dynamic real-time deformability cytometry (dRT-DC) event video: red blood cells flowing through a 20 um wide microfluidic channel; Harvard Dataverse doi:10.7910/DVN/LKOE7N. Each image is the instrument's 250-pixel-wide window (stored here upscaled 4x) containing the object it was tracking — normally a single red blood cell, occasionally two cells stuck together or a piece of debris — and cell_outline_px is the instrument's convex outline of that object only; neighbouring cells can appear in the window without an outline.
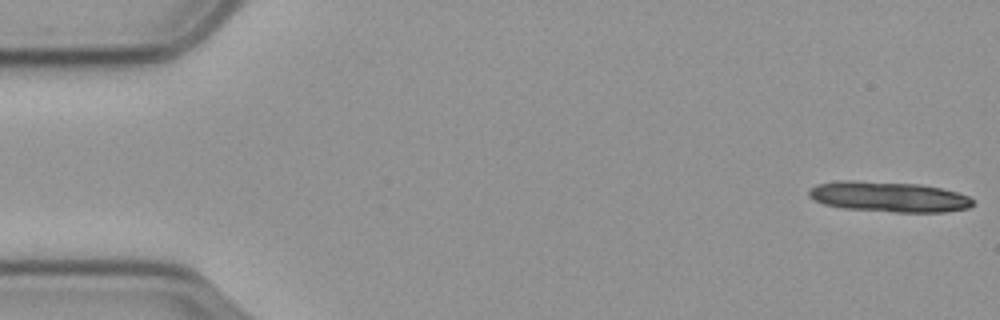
{"species": "common noctule bat (a hibernating species)", "species_latin": "Nyctalus noctula", "temperature_condition": "cold", "stored_images_in_passage": 14, "camera_frame_rate_fps": 3000, "um_per_image_px": 0.085, "animal": {"sex": "male", "body_mass_g": 23.1, "forearm_length_mm": 52.7}, "frame": {"image": 1, "passage_image": 1, "time_ms": 0.0, "image_size_px": [1000, 320], "cell_outline_px": [[972, 204], [968, 208], [944, 212], [896, 212], [844, 208], [824, 204], [808, 196], [808, 188], [816, 184], [840, 180], [856, 180], [920, 184], [940, 188], [956, 192], [968, 196], [972, 200]], "centroid_in_image_um": [75.49, 16.71], "position_along_channel_um": 9.5, "area_um2": 29.02}}